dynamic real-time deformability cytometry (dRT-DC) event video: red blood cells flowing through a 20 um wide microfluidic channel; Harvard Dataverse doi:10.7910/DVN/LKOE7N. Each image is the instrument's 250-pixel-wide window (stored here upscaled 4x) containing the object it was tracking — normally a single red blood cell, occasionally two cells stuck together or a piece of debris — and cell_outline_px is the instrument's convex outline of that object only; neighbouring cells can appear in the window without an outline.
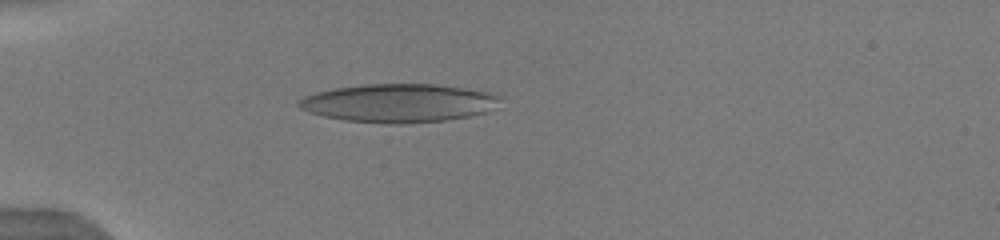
{"species": "human", "species_latin": "Homo sapiens", "temperature_condition": "warm", "stored_images_in_passage": 9, "camera_frame_rate_fps": 3000, "um_per_image_px": 0.085, "donor": {"sex": "male"}, "frame": {"image": 1, "passage_image": 7, "time_ms": 4.667, "image_size_px": [1000, 240], "cell_outline_px": [[504, 96], [496, 108], [484, 112], [468, 116], [444, 120], [404, 124], [388, 124], [344, 120], [324, 116], [308, 112], [300, 108], [296, 104], [304, 96], [316, 92], [336, 88], [364, 84], [436, 84], [464, 88], [488, 92]], "centroid_in_image_um": [33.91, 8.76], "position_along_channel_um": 51.1, "area_um2": 45.2}}